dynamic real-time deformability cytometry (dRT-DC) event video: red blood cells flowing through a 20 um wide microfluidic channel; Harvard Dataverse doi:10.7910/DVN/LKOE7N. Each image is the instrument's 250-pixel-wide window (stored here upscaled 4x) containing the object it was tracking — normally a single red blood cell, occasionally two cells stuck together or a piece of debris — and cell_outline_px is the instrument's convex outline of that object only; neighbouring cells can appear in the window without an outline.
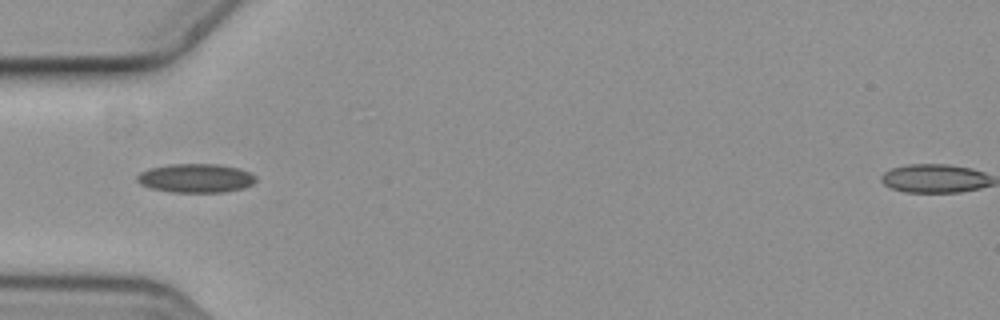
{"species": "common noctule bat (a hibernating species)", "species_latin": "Nyctalus noctula", "temperature_condition": "cold", "stored_images_in_passage": 8, "camera_frame_rate_fps": 3000, "um_per_image_px": 0.085, "animal": {"sex": "female", "body_mass_g": 19.3, "forearm_length_mm": 54.1}, "frame": {"image": 1, "passage_image": 4, "time_ms": 1.0, "image_size_px": [1000, 320], "cell_outline_px": [[256, 180], [252, 184], [244, 188], [224, 192], [172, 192], [152, 188], [140, 184], [136, 180], [136, 176], [140, 172], [152, 168], [168, 164], [216, 164], [236, 168], [248, 172], [256, 176]], "centroid_in_image_um": [16.63, 15.15], "position_along_channel_um": 68.4, "area_um2": 19.83}}
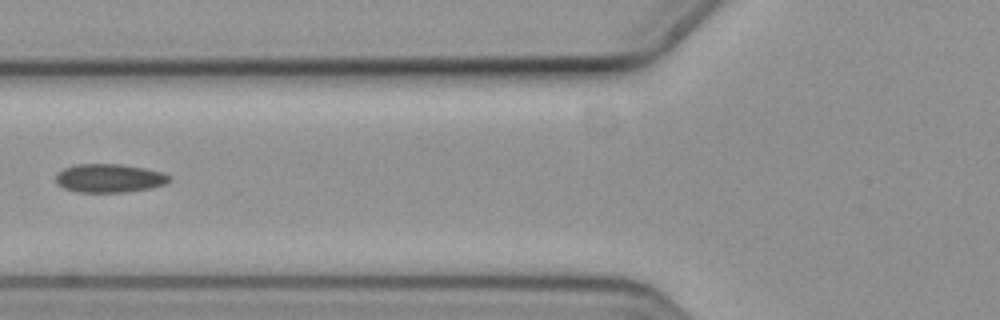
{"frame": {"image": 2, "passage_image": 5, "time_ms": 1.333, "image_size_px": [1000, 320], "cell_outline_px": [[172, 180], [164, 184], [148, 188], [124, 192], [80, 192], [64, 188], [56, 184], [56, 172], [64, 168], [76, 164], [120, 164], [144, 168], [160, 172], [172, 176]], "centroid_in_image_um": [9.27, 15.14], "position_along_channel_um": 116.5, "area_um2": 18.84}}
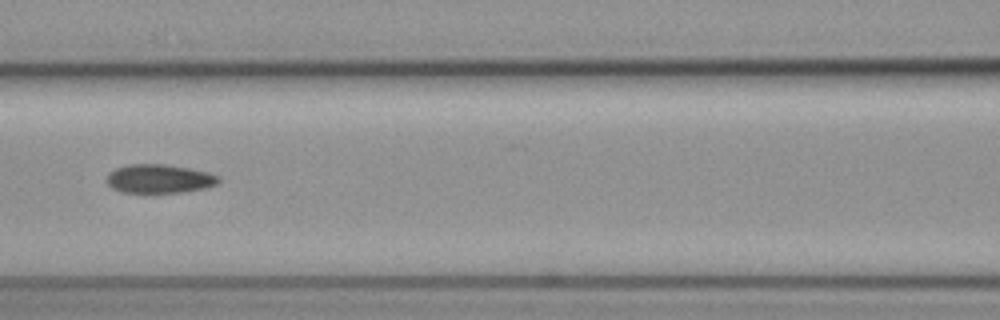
{"frame": {"image": 3, "passage_image": 6, "time_ms": 1.667, "image_size_px": [1000, 320], "cell_outline_px": [[220, 180], [216, 184], [204, 188], [180, 192], [144, 196], [120, 192], [112, 188], [108, 184], [108, 176], [116, 168], [128, 164], [164, 164], [188, 168], [208, 172], [220, 176]], "centroid_in_image_um": [13.51, 15.24], "position_along_channel_um": 153.1, "area_um2": 19.36}}